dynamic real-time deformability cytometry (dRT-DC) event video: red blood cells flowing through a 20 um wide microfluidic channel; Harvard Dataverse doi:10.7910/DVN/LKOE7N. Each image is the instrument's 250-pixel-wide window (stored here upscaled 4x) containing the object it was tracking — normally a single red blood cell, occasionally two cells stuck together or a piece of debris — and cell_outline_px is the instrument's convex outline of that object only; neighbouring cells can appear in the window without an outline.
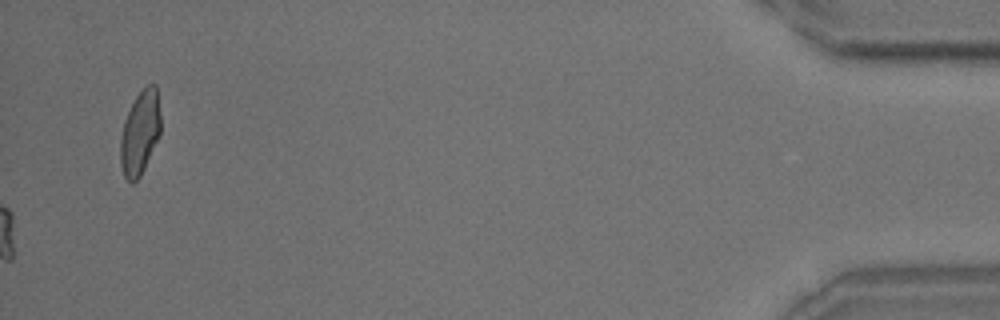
{"species": "common noctule bat (a hibernating species)", "species_latin": "Nyctalus noctula", "temperature_condition": "room temperature", "stored_images_in_passage": 43, "camera_frame_rate_fps": 3000, "um_per_image_px": 0.085, "animal": {"sex": "male", "body_mass_g": 18.8}, "frame": {"image": 1, "passage_image": 43, "time_ms": 14.0, "image_size_px": [1000, 320], "cell_outline_px": [[160, 136], [140, 176], [132, 184], [124, 176], [120, 164], [120, 136], [124, 120], [136, 96], [148, 84], [156, 84], [160, 116]], "centroid_in_image_um": [11.89, 11.3], "position_along_channel_um": 423.3, "area_um2": 19.65}, "authors_computed_cell_mechanics": {"area_um2": 18.4382, "velocity_mm_per_s": 3.6375, "shape_relaxation_time_tau1_ms": 5.6, "shape_relaxation_time_tau2_ms": 3.6503, "deformation_change_tau1": 0.1708, "deformation_change_tau2": 0.0968}}